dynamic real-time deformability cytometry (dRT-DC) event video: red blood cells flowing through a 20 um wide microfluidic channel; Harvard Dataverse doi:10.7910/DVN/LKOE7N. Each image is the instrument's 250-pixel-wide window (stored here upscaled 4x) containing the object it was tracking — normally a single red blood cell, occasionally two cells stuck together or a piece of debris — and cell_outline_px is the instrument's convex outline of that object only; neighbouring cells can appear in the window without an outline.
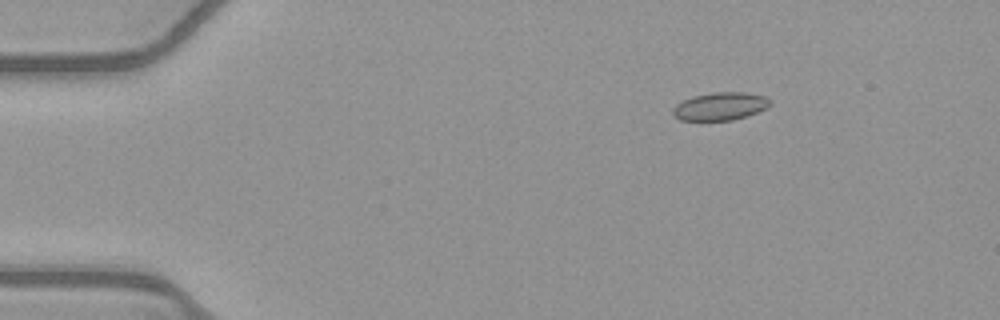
{"species": "common noctule bat (a hibernating species)", "species_latin": "Nyctalus noctula", "temperature_condition": "warm", "stored_images_in_passage": 12, "camera_frame_rate_fps": 3000, "um_per_image_px": 0.085, "animal": {"sex": "female", "body_mass_g": 21.9}, "frame": {"image": 1, "passage_image": 1, "time_ms": 0.0, "image_size_px": [1000, 320], "cell_outline_px": [[772, 104], [756, 112], [732, 120], [680, 120], [672, 116], [672, 108], [676, 104], [692, 96], [712, 92], [744, 92], [764, 96], [772, 100]], "centroid_in_image_um": [61.18, 9.02], "position_along_channel_um": 23.8, "area_um2": 15.78}}
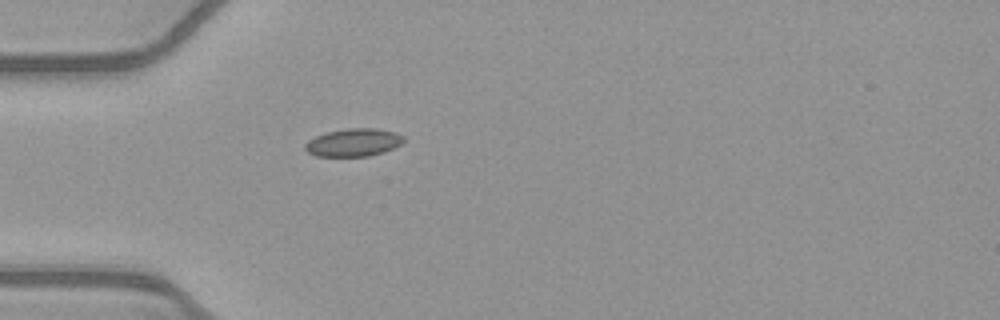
{"frame": {"image": 2, "passage_image": 9, "time_ms": 2.667, "image_size_px": [1000, 320], "cell_outline_px": [[404, 140], [400, 144], [384, 152], [368, 156], [316, 156], [308, 152], [304, 148], [304, 144], [308, 140], [316, 136], [328, 132], [348, 128], [376, 128], [396, 132], [404, 136]], "centroid_in_image_um": [30.05, 12.11], "position_along_channel_um": 55.0, "area_um2": 15.95}}